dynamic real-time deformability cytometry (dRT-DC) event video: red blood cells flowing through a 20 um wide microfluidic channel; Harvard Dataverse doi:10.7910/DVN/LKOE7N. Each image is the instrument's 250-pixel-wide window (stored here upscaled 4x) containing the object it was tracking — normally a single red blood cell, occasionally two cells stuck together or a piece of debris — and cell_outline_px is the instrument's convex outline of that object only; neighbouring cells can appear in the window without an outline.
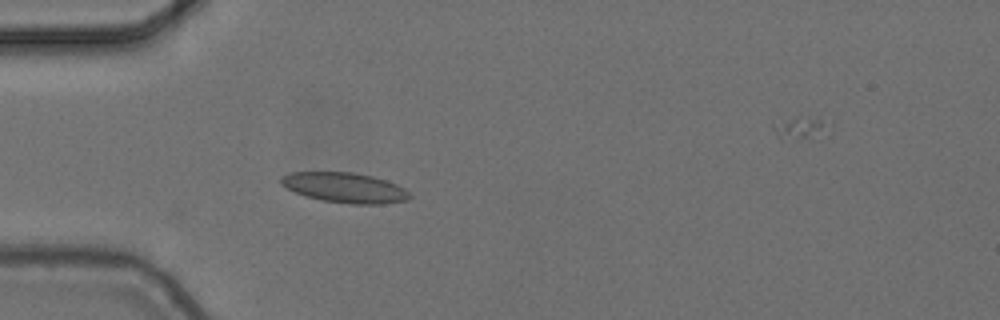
{"species": "common noctule bat (a hibernating species)", "species_latin": "Nyctalus noctula", "temperature_condition": "cold", "stored_images_in_passage": 5, "camera_frame_rate_fps": 3000, "um_per_image_px": 0.085, "animal": {"sex": "female", "body_mass_g": 24.6, "forearm_length_mm": 56.2}, "frame": {"image": 1, "passage_image": 4, "time_ms": 1.0, "image_size_px": [1000, 320], "cell_outline_px": [[412, 196], [408, 200], [384, 204], [352, 204], [320, 200], [296, 192], [280, 184], [280, 176], [292, 172], [352, 172], [372, 176], [396, 184], [404, 188]], "centroid_in_image_um": [29.32, 15.95], "position_along_channel_um": 55.7, "area_um2": 22.48}}